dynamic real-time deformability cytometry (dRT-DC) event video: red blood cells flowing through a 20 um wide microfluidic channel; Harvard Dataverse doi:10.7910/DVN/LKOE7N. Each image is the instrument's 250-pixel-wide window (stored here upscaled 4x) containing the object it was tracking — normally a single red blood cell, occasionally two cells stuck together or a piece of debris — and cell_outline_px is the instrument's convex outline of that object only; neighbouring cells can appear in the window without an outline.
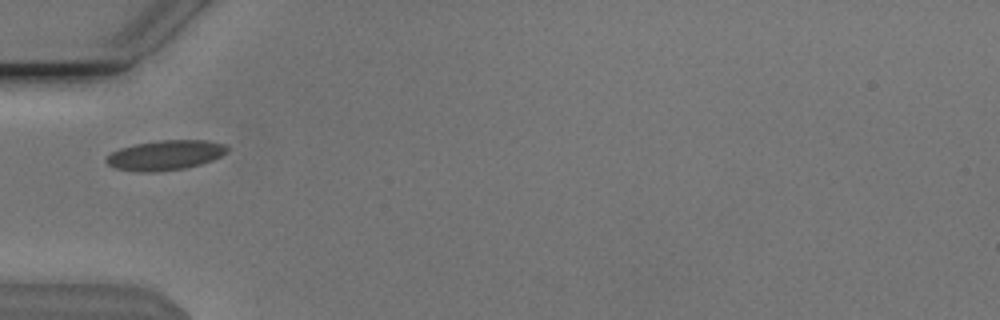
{"species": "Egyptian fruit bat (a non-hibernating species)", "species_latin": "Rousettus aegyptiacus", "temperature_condition": "cold", "stored_images_in_passage": 37, "camera_frame_rate_fps": 3000, "um_per_image_px": 0.085, "animal": {"sex": "male"}, "frame": {"image": 1, "passage_image": 1, "time_ms": 0.0, "image_size_px": [1000, 320], "cell_outline_px": [[228, 152], [212, 160], [200, 164], [184, 168], [152, 172], [144, 172], [116, 168], [108, 164], [104, 160], [112, 152], [120, 148], [136, 144], [160, 140], [208, 140], [224, 144], [228, 148]], "centroid_in_image_um": [14.07, 13.18], "position_along_channel_um": 70.9, "area_um2": 20.81}}
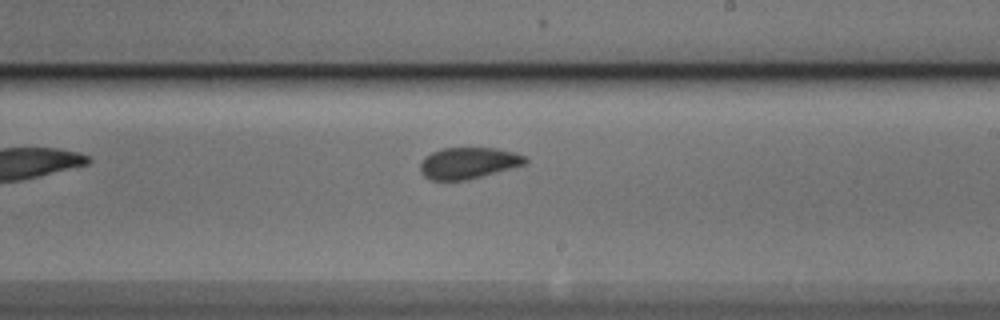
{"frame": {"image": 2, "passage_image": 15, "time_ms": 4.667, "image_size_px": [1000, 320], "cell_outline_px": [[528, 164], [468, 180], [428, 180], [420, 172], [420, 164], [424, 156], [432, 152], [444, 148], [496, 148], [512, 152], [524, 156], [528, 160]], "centroid_in_image_um": [39.8, 13.87], "position_along_channel_um": 249.2, "area_um2": 19.36}}
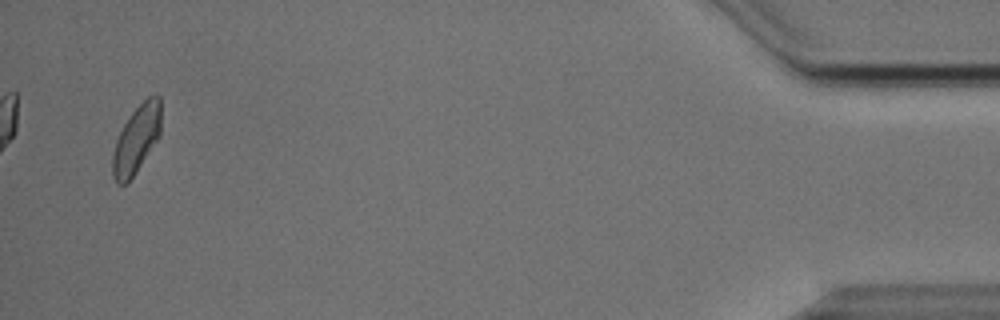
{"frame": {"image": 3, "passage_image": 35, "time_ms": 11.333, "image_size_px": [1000, 320], "cell_outline_px": [[160, 136], [132, 176], [124, 184], [116, 184], [112, 176], [112, 152], [116, 140], [124, 124], [132, 112], [148, 96], [156, 92], [160, 96]], "centroid_in_image_um": [11.59, 11.81], "position_along_channel_um": 423.6, "area_um2": 18.96}, "authors_computed_cell_mechanics": {"area_um2": 19.2474, "velocity_mm_per_s": 3.8282, "shape_relaxation_time_tau1_ms": 8.5121, "shape_relaxation_time_tau2_ms": 0.9905, "deformation_change_tau1": 0.1572, "deformation_change_tau2": 0.0391}}